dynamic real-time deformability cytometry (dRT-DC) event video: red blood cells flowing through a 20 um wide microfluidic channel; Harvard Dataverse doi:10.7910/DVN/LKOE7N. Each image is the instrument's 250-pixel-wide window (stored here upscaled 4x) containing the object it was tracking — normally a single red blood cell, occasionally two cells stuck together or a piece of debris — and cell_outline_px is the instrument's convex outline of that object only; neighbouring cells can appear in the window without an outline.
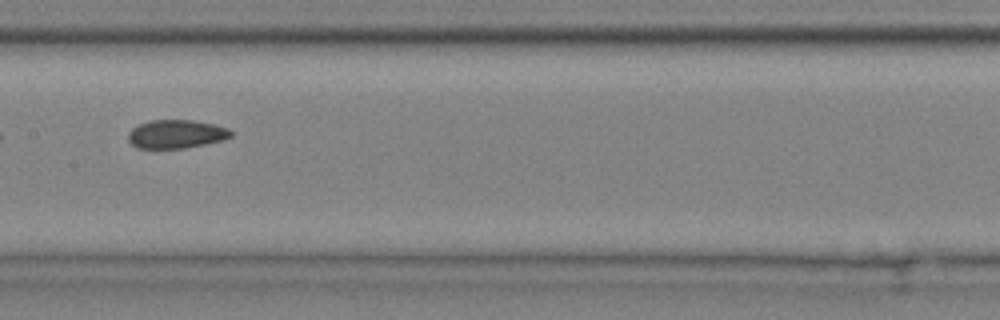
{"species": "common noctule bat (a hibernating species)", "species_latin": "Nyctalus noctula", "temperature_condition": "cold", "stored_images_in_passage": 4, "camera_frame_rate_fps": 3000, "um_per_image_px": 0.085, "animal": {"sex": "male", "body_mass_g": 20.4}, "frame": {"image": 1, "passage_image": 4, "time_ms": 1.0, "image_size_px": [1000, 320], "cell_outline_px": [[232, 136], [220, 140], [204, 144], [184, 148], [136, 148], [128, 140], [128, 132], [132, 128], [148, 120], [192, 120], [216, 124], [228, 128], [232, 132]], "centroid_in_image_um": [14.96, 11.38], "position_along_channel_um": 192.4, "area_um2": 17.05}}